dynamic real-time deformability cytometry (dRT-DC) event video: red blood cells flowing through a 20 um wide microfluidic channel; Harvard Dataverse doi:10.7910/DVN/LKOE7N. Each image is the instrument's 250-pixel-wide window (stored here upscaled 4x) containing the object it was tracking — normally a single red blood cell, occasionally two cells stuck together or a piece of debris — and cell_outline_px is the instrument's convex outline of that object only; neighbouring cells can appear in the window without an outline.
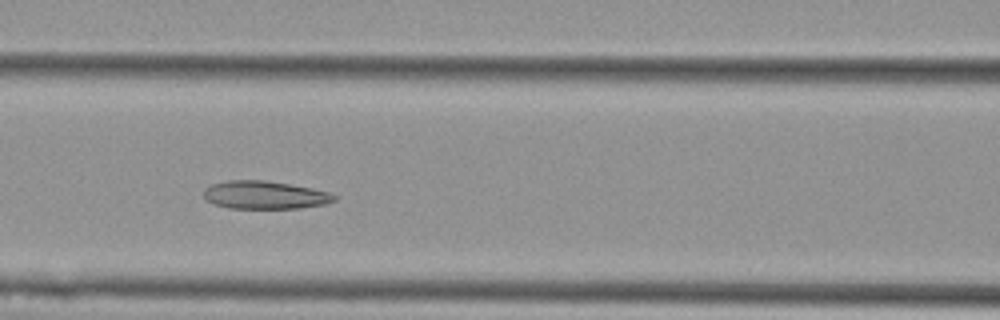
{"species": "Egyptian fruit bat (a non-hibernating species)", "species_latin": "Rousettus aegyptiacus", "temperature_condition": "cold", "stored_images_in_passage": 8, "camera_frame_rate_fps": 3000, "um_per_image_px": 0.085, "animal": {"sex": "female"}, "frame": {"image": 1, "passage_image": 6, "time_ms": 1.667, "image_size_px": [1000, 320], "cell_outline_px": [[336, 200], [324, 204], [300, 208], [228, 208], [212, 204], [204, 200], [204, 188], [212, 184], [228, 180], [264, 180], [312, 188], [328, 192], [336, 196]], "centroid_in_image_um": [22.45, 16.58], "position_along_channel_um": 144.1, "area_um2": 21.33}}
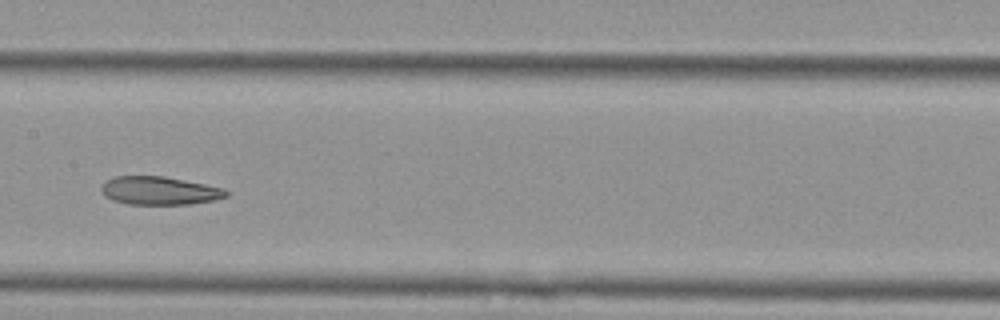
{"frame": {"image": 2, "passage_image": 7, "time_ms": 2.0, "image_size_px": [1000, 320], "cell_outline_px": [[228, 196], [216, 200], [188, 204], [128, 204], [112, 200], [104, 196], [100, 188], [104, 180], [116, 176], [164, 176], [224, 188], [228, 192]], "centroid_in_image_um": [13.52, 16.2], "position_along_channel_um": 193.9, "area_um2": 20.63}}
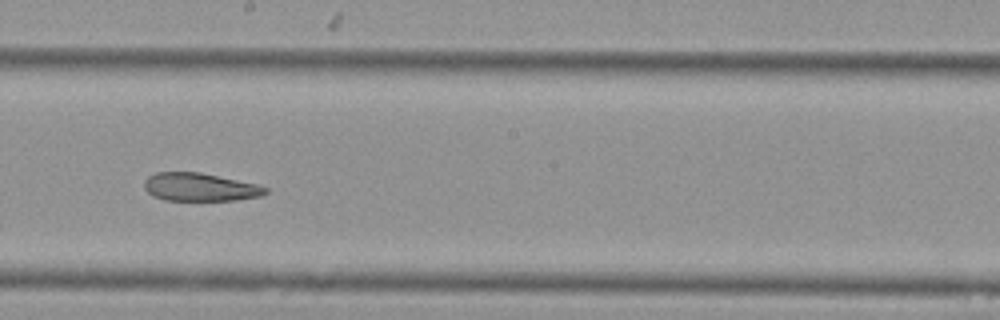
{"frame": {"image": 3, "passage_image": 8, "time_ms": 2.333, "image_size_px": [1000, 320], "cell_outline_px": [[268, 192], [260, 196], [236, 200], [164, 200], [152, 196], [144, 188], [144, 180], [148, 176], [156, 172], [200, 172], [256, 184], [268, 188]], "centroid_in_image_um": [16.96, 15.9], "position_along_channel_um": 231.2, "area_um2": 19.83}}